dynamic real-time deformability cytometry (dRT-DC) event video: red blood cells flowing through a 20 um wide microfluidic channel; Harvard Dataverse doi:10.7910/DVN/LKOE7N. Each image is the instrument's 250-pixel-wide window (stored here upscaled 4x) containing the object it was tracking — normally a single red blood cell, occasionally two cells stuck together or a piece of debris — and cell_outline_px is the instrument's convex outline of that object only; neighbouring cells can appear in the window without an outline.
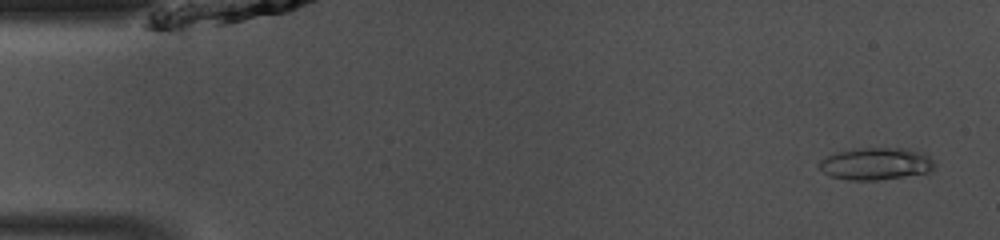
{"species": "common noctule bat (a hibernating species)", "species_latin": "Nyctalus noctula", "temperature_condition": "room temperature", "stored_images_in_passage": 47, "camera_frame_rate_fps": 3000, "um_per_image_px": 0.085, "animal": {"sex": "male", "body_mass_g": 13.0, "forearm_length_mm": 53.1}, "frame": {"image": 1, "passage_image": 2, "time_ms": 0.333, "image_size_px": [1000, 240], "cell_outline_px": [[936, 164], [932, 172], [876, 180], [848, 180], [832, 176], [824, 172], [820, 168], [820, 160], [836, 152], [852, 148], [904, 148], [924, 152]], "centroid_in_image_um": [74.49, 13.91], "position_along_channel_um": 10.5, "area_um2": 21.68}}
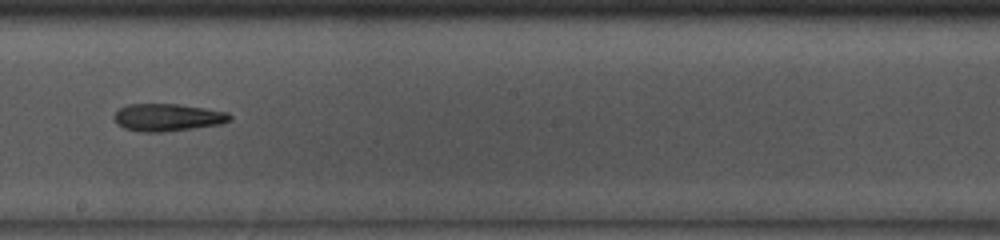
{"frame": {"image": 2, "passage_image": 26, "time_ms": 8.333, "image_size_px": [1000, 240], "cell_outline_px": [[232, 120], [220, 124], [160, 132], [144, 132], [124, 128], [116, 124], [112, 116], [120, 108], [128, 104], [180, 104], [228, 112], [232, 116]], "centroid_in_image_um": [14.22, 9.97], "position_along_channel_um": 234.0, "area_um2": 18.44}}
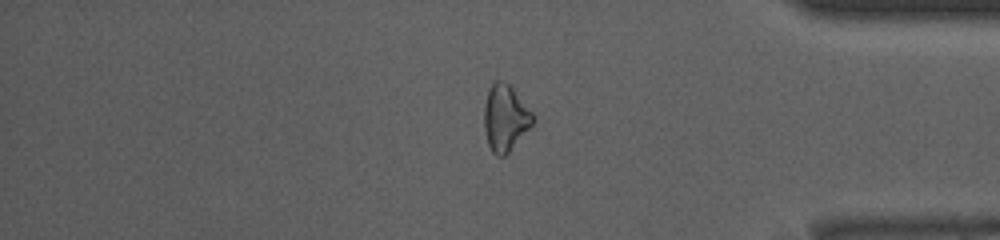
{"frame": {"image": 3, "passage_image": 39, "time_ms": 12.667, "image_size_px": [1000, 240], "cell_outline_px": [[536, 116], [532, 124], [508, 152], [504, 156], [496, 156], [492, 152], [488, 144], [484, 128], [484, 104], [488, 88], [496, 80], [504, 80], [512, 88]], "centroid_in_image_um": [42.93, 10.0], "position_along_channel_um": 392.3, "area_um2": 18.73}, "authors_computed_cell_mechanics": {"area_um2": 19.074, "velocity_mm_per_s": 4.1596, "shape_relaxation_time_tau1_ms": 10.9535, "shape_relaxation_time_tau2_ms": 11.2961, "deformation_change_tau1": 0.2109, "deformation_change_tau2": 0.264}}